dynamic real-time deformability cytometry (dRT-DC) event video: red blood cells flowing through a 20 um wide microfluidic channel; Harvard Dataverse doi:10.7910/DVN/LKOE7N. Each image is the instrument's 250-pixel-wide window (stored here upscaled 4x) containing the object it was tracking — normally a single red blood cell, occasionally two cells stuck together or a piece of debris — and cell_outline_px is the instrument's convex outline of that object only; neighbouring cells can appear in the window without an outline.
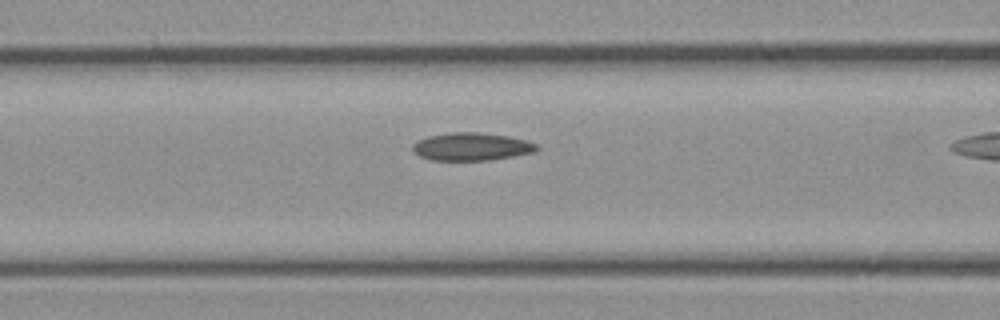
{"species": "common noctule bat (a hibernating species)", "species_latin": "Nyctalus noctula", "temperature_condition": "cold", "stored_images_in_passage": 11, "camera_frame_rate_fps": 3000, "um_per_image_px": 0.085, "animal": {"sex": "female", "body_mass_g": 21.9}, "frame": {"image": 1, "passage_image": 10, "time_ms": 3.0, "image_size_px": [1000, 320], "cell_outline_px": [[540, 148], [536, 152], [492, 160], [432, 160], [420, 156], [412, 152], [412, 144], [416, 140], [428, 136], [452, 132], [480, 132], [508, 136], [528, 140], [536, 144]], "centroid_in_image_um": [40.09, 12.46], "position_along_channel_um": 126.5, "area_um2": 20.4}}